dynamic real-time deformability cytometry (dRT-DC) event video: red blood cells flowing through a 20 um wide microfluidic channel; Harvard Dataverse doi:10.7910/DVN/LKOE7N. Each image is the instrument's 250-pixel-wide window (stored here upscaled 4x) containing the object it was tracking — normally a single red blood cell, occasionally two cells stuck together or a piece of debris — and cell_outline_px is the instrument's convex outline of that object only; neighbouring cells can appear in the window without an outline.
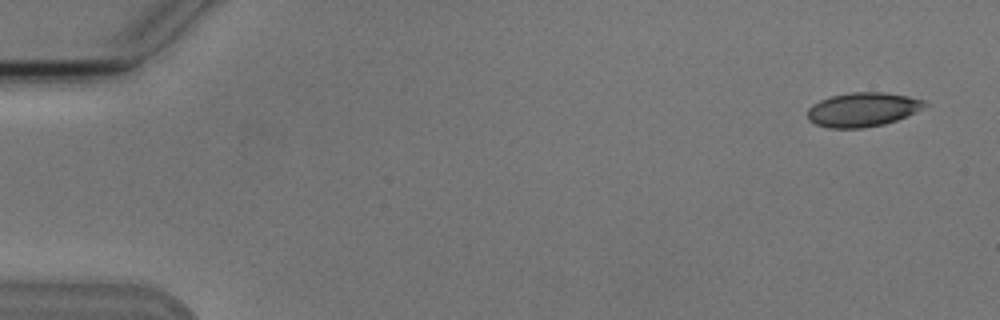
{"species": "Egyptian fruit bat (a non-hibernating species)", "species_latin": "Rousettus aegyptiacus", "temperature_condition": "cold", "stored_images_in_passage": 5, "camera_frame_rate_fps": 3000, "um_per_image_px": 0.085, "animal": {"sex": "male"}, "frame": {"image": 1, "passage_image": 1, "time_ms": 0.0, "image_size_px": [1000, 320], "cell_outline_px": [[928, 104], [924, 108], [896, 120], [884, 124], [860, 128], [828, 128], [816, 124], [808, 120], [808, 108], [812, 104], [820, 100], [832, 96], [852, 92], [884, 92], [908, 96], [924, 100]], "centroid_in_image_um": [73.32, 9.31], "position_along_channel_um": 11.7, "area_um2": 23.24}}
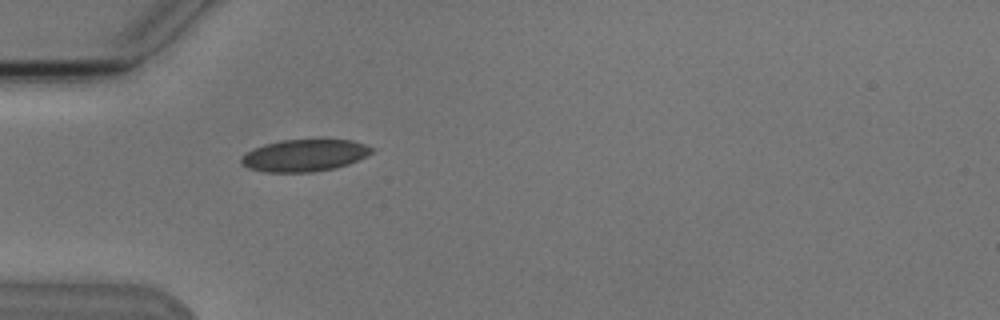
{"frame": {"image": 2, "passage_image": 5, "time_ms": 4.667, "image_size_px": [1000, 320], "cell_outline_px": [[376, 148], [372, 152], [348, 164], [332, 168], [312, 172], [264, 172], [248, 168], [240, 160], [248, 152], [264, 144], [280, 140], [352, 140]], "centroid_in_image_um": [25.89, 13.21], "position_along_channel_um": 59.1, "area_um2": 23.93}}